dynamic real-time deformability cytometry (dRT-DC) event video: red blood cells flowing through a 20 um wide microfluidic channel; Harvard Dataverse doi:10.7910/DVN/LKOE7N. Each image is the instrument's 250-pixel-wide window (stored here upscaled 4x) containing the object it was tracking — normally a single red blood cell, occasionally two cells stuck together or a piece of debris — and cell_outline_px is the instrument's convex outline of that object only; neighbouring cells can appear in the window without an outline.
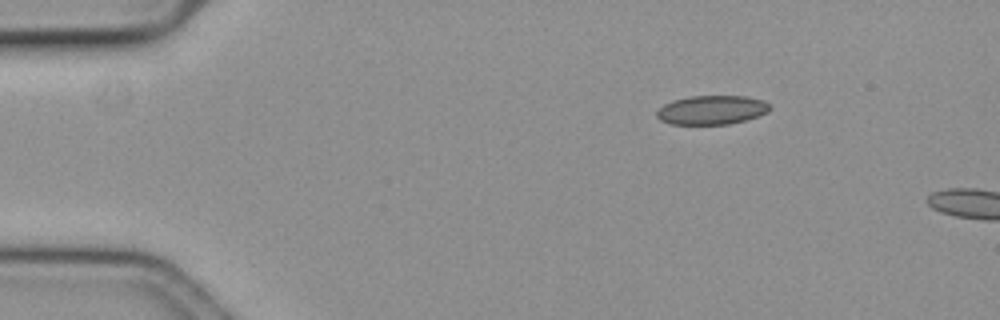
{"species": "common noctule bat (a hibernating species)", "species_latin": "Nyctalus noctula", "temperature_condition": "cold", "stored_images_in_passage": 5, "camera_frame_rate_fps": 3000, "um_per_image_px": 0.085, "animal": {"sex": "female", "body_mass_g": 19.3, "forearm_length_mm": 54.1}, "frame": {"image": 1, "passage_image": 1, "time_ms": 0.0, "image_size_px": [1000, 320], "cell_outline_px": [[772, 108], [768, 112], [760, 116], [728, 124], [672, 124], [660, 120], [656, 116], [656, 112], [664, 104], [672, 100], [688, 96], [748, 96], [764, 100]], "centroid_in_image_um": [60.52, 9.34], "position_along_channel_um": 24.5, "area_um2": 19.25}}